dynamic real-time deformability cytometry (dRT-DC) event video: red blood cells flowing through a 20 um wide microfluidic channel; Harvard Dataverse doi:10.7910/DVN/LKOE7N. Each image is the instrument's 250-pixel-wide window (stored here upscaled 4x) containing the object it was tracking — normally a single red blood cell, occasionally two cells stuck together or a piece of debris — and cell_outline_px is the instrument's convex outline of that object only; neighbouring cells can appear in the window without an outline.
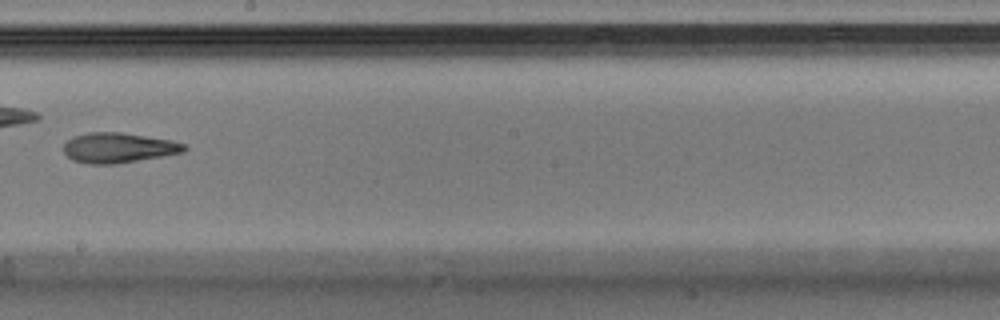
{"species": "Egyptian fruit bat (a non-hibernating species)", "species_latin": "Rousettus aegyptiacus", "temperature_condition": "warm", "stored_images_in_passage": 22, "camera_frame_rate_fps": 3000, "um_per_image_px": 0.085, "animal": {"sex": "male"}, "frame": {"image": 1, "passage_image": 16, "time_ms": 5.0, "image_size_px": [1000, 320], "cell_outline_px": [[188, 148], [184, 152], [116, 164], [88, 164], [72, 160], [64, 152], [64, 144], [68, 140], [76, 136], [88, 132], [120, 132], [168, 140], [184, 144]], "centroid_in_image_um": [10.04, 12.57], "position_along_channel_um": 238.2, "area_um2": 20.87}}